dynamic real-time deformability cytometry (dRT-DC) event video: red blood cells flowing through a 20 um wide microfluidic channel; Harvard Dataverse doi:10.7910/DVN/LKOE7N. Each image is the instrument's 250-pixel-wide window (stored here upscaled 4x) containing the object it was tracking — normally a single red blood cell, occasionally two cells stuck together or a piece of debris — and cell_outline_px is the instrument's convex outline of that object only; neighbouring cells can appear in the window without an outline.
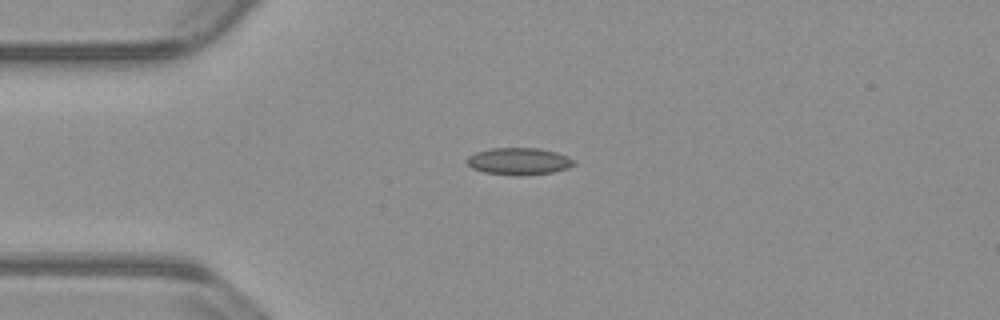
{"species": "common noctule bat (a hibernating species)", "species_latin": "Nyctalus noctula", "temperature_condition": "warm", "stored_images_in_passage": 42, "camera_frame_rate_fps": 3000, "um_per_image_px": 0.085, "animal": {"sex": "male", "body_mass_g": 23.1, "forearm_length_mm": 52.7}, "frame": {"image": 1, "passage_image": 1, "time_ms": 0.0, "image_size_px": [1000, 320], "cell_outline_px": [[576, 164], [568, 168], [552, 172], [484, 172], [472, 168], [468, 164], [468, 156], [476, 152], [492, 148], [540, 148], [556, 152], [568, 156], [576, 160]], "centroid_in_image_um": [44.16, 13.64], "position_along_channel_um": 40.8, "area_um2": 15.9}}
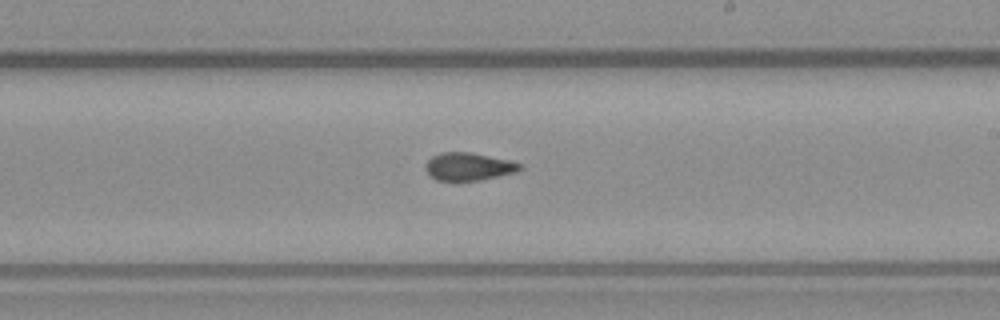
{"frame": {"image": 2, "passage_image": 19, "time_ms": 6.0, "image_size_px": [1000, 320], "cell_outline_px": [[520, 168], [516, 172], [480, 180], [436, 180], [424, 168], [424, 164], [432, 156], [440, 152], [468, 152], [512, 160], [520, 164]], "centroid_in_image_um": [39.8, 14.14], "position_along_channel_um": 249.2, "area_um2": 15.14}}
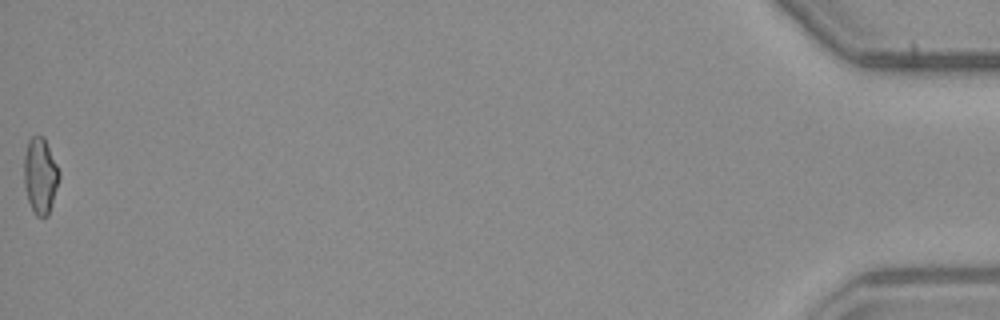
{"frame": {"image": 3, "passage_image": 42, "time_ms": 13.667, "image_size_px": [1000, 320], "cell_outline_px": [[60, 176], [48, 216], [36, 216], [28, 200], [24, 184], [24, 156], [28, 140], [32, 136], [44, 136], [60, 172]], "centroid_in_image_um": [3.42, 14.91], "position_along_channel_um": 431.8, "area_um2": 15.43}, "authors_computed_cell_mechanics": {"area_um2": 15.6349, "velocity_mm_per_s": 3.8257, "shape_relaxation_time_tau1_ms": null, "shape_relaxation_time_tau2_ms": 1.8314, "deformation_change_tau1": null, "deformation_change_tau2": 0.0841}}